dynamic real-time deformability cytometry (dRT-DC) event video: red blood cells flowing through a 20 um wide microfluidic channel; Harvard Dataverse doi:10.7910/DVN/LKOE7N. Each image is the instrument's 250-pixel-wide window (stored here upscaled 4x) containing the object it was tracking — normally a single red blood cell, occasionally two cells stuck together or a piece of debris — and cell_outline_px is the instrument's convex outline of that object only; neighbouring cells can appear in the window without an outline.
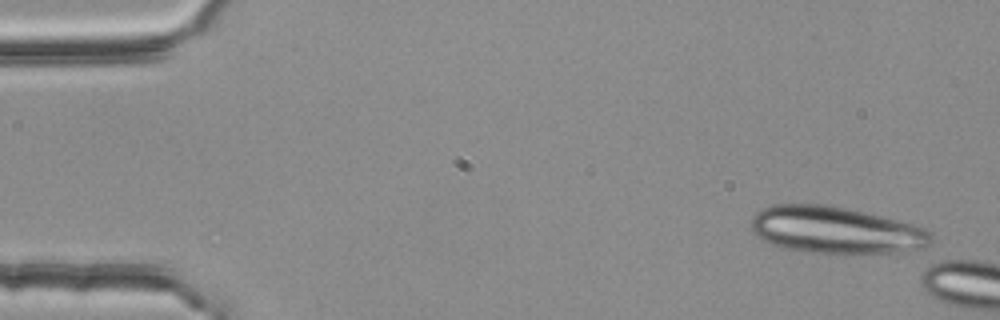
{"species": "common noctule bat (a hibernating species)", "species_latin": "Nyctalus noctula", "temperature_condition": "room temperature", "stored_images_in_passage": 2, "camera_frame_rate_fps": 3000, "um_per_image_px": 0.085, "animal": {"sex": "female", "body_mass_g": 25.1}, "frame": {"image": 1, "passage_image": 1, "time_ms": 0.0, "image_size_px": [1000, 320], "cell_outline_px": [[932, 244], [924, 248], [908, 252], [820, 252], [784, 248], [772, 244], [756, 236], [752, 232], [752, 220], [756, 212], [772, 204], [828, 204], [880, 216], [912, 224], [924, 228], [932, 232]], "centroid_in_image_um": [71.06, 19.54], "position_along_channel_um": 13.9, "area_um2": 48.73}}